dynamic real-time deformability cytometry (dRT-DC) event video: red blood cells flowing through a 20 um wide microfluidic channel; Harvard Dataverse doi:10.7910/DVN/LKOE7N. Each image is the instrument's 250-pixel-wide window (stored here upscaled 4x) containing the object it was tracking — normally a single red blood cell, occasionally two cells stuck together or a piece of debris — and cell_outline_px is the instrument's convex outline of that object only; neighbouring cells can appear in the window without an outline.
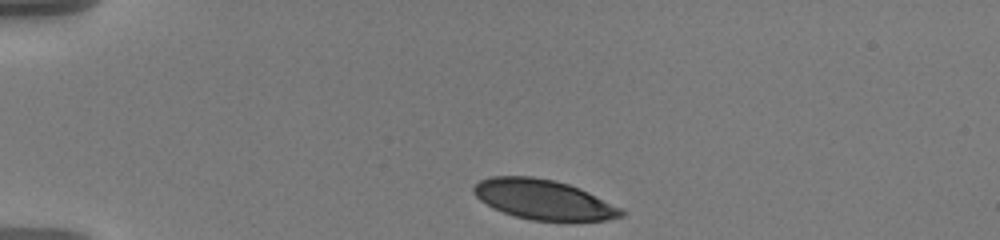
{"species": "human", "species_latin": "Homo sapiens", "temperature_condition": "warm", "stored_images_in_passage": 44, "camera_frame_rate_fps": 3000, "um_per_image_px": 0.085, "donor": {"sex": "male"}, "frame": {"image": 1, "passage_image": 1, "time_ms": 0.0, "image_size_px": [1000, 240], "cell_outline_px": [[624, 216], [608, 220], [532, 220], [516, 216], [504, 212], [480, 200], [472, 192], [472, 188], [480, 180], [492, 176], [532, 176], [556, 180], [580, 188], [624, 208]], "centroid_in_image_um": [46.24, 16.95], "position_along_channel_um": 38.8, "area_um2": 34.16}}
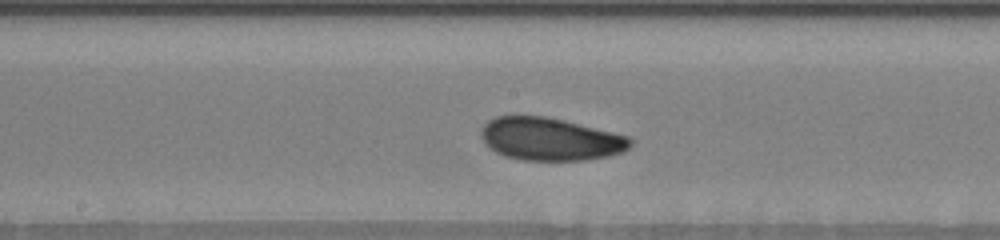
{"frame": {"image": 2, "passage_image": 19, "time_ms": 6.0, "image_size_px": [1000, 240], "cell_outline_px": [[632, 144], [628, 148], [620, 152], [608, 156], [584, 160], [520, 160], [504, 156], [496, 152], [480, 136], [480, 132], [484, 124], [488, 120], [496, 116], [544, 116], [564, 120], [628, 136], [632, 140]], "centroid_in_image_um": [46.75, 11.82], "position_along_channel_um": 201.4, "area_um2": 36.93}}
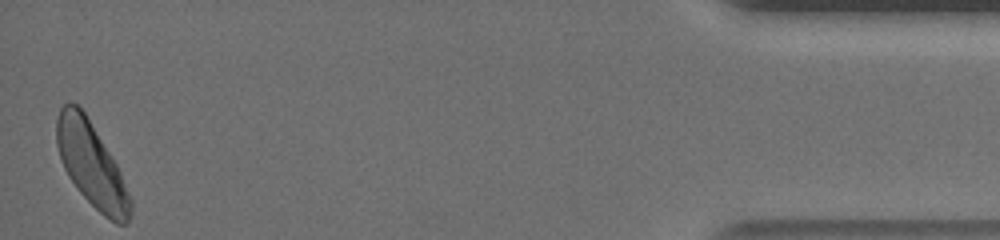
{"frame": {"image": 3, "passage_image": 44, "time_ms": 14.333, "image_size_px": [1000, 240], "cell_outline_px": [[132, 212], [128, 220], [124, 224], [116, 224], [104, 216], [80, 192], [68, 176], [64, 168], [56, 144], [56, 120], [60, 108], [64, 104], [76, 104], [84, 112], [116, 164], [120, 172], [132, 200]], "centroid_in_image_um": [7.77, 14.02], "position_along_channel_um": 427.4, "area_um2": 35.49}, "authors_computed_cell_mechanics": {"area_um2": 36.2117, "velocity_mm_per_s": 3.5895, "shape_relaxation_time_tau1_ms": 3.2471, "shape_relaxation_time_tau2_ms": 5.1184, "deformation_change_tau1": 0.1261, "deformation_change_tau2": 0.1108}}